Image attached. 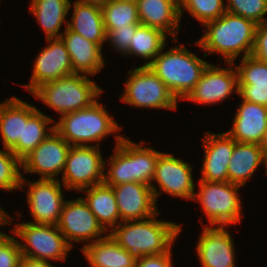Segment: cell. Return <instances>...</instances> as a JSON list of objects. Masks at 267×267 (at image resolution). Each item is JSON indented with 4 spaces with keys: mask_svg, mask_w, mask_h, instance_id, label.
Here are the masks:
<instances>
[{
    "mask_svg": "<svg viewBox=\"0 0 267 267\" xmlns=\"http://www.w3.org/2000/svg\"><path fill=\"white\" fill-rule=\"evenodd\" d=\"M159 213L143 220L120 222L108 234L136 260L167 253L182 229L176 223L157 220Z\"/></svg>",
    "mask_w": 267,
    "mask_h": 267,
    "instance_id": "1",
    "label": "cell"
},
{
    "mask_svg": "<svg viewBox=\"0 0 267 267\" xmlns=\"http://www.w3.org/2000/svg\"><path fill=\"white\" fill-rule=\"evenodd\" d=\"M203 37L196 41L199 48L208 54H221L226 63H235L252 53L257 24L249 19L225 12L216 20L207 22Z\"/></svg>",
    "mask_w": 267,
    "mask_h": 267,
    "instance_id": "2",
    "label": "cell"
},
{
    "mask_svg": "<svg viewBox=\"0 0 267 267\" xmlns=\"http://www.w3.org/2000/svg\"><path fill=\"white\" fill-rule=\"evenodd\" d=\"M103 106L97 99L84 109L59 116L54 130L71 146H93L92 143L97 142L94 146L99 147L100 141L111 134L115 135L117 145L123 138L119 135L123 127Z\"/></svg>",
    "mask_w": 267,
    "mask_h": 267,
    "instance_id": "3",
    "label": "cell"
},
{
    "mask_svg": "<svg viewBox=\"0 0 267 267\" xmlns=\"http://www.w3.org/2000/svg\"><path fill=\"white\" fill-rule=\"evenodd\" d=\"M196 53L190 52L184 45L174 46L147 65L168 87L177 100H183L195 87L208 66Z\"/></svg>",
    "mask_w": 267,
    "mask_h": 267,
    "instance_id": "4",
    "label": "cell"
},
{
    "mask_svg": "<svg viewBox=\"0 0 267 267\" xmlns=\"http://www.w3.org/2000/svg\"><path fill=\"white\" fill-rule=\"evenodd\" d=\"M102 92L103 89L88 75L74 73L41 84L31 94L62 116L90 106Z\"/></svg>",
    "mask_w": 267,
    "mask_h": 267,
    "instance_id": "5",
    "label": "cell"
},
{
    "mask_svg": "<svg viewBox=\"0 0 267 267\" xmlns=\"http://www.w3.org/2000/svg\"><path fill=\"white\" fill-rule=\"evenodd\" d=\"M9 231L21 239L22 242L18 240V243L23 257L46 262L52 260L64 262L72 249L57 225L36 224L29 221L15 223L14 228Z\"/></svg>",
    "mask_w": 267,
    "mask_h": 267,
    "instance_id": "6",
    "label": "cell"
},
{
    "mask_svg": "<svg viewBox=\"0 0 267 267\" xmlns=\"http://www.w3.org/2000/svg\"><path fill=\"white\" fill-rule=\"evenodd\" d=\"M199 193L193 200L199 202L208 218L209 226H231L241 221L242 206L239 190L242 186L228 182L199 180Z\"/></svg>",
    "mask_w": 267,
    "mask_h": 267,
    "instance_id": "7",
    "label": "cell"
},
{
    "mask_svg": "<svg viewBox=\"0 0 267 267\" xmlns=\"http://www.w3.org/2000/svg\"><path fill=\"white\" fill-rule=\"evenodd\" d=\"M127 75L121 101L137 108L177 109V98L148 66L129 70Z\"/></svg>",
    "mask_w": 267,
    "mask_h": 267,
    "instance_id": "8",
    "label": "cell"
},
{
    "mask_svg": "<svg viewBox=\"0 0 267 267\" xmlns=\"http://www.w3.org/2000/svg\"><path fill=\"white\" fill-rule=\"evenodd\" d=\"M104 160L97 146H71L65 168L62 173V184L65 190L89 188L103 183Z\"/></svg>",
    "mask_w": 267,
    "mask_h": 267,
    "instance_id": "9",
    "label": "cell"
},
{
    "mask_svg": "<svg viewBox=\"0 0 267 267\" xmlns=\"http://www.w3.org/2000/svg\"><path fill=\"white\" fill-rule=\"evenodd\" d=\"M57 227L72 248V241L83 242L85 247L108 235V231L98 222L83 197L65 201Z\"/></svg>",
    "mask_w": 267,
    "mask_h": 267,
    "instance_id": "10",
    "label": "cell"
},
{
    "mask_svg": "<svg viewBox=\"0 0 267 267\" xmlns=\"http://www.w3.org/2000/svg\"><path fill=\"white\" fill-rule=\"evenodd\" d=\"M193 167L171 153L163 152L157 160L155 175L152 182L159 186L151 185L153 196L157 202L158 196L165 192L173 197L193 200L195 194V180Z\"/></svg>",
    "mask_w": 267,
    "mask_h": 267,
    "instance_id": "11",
    "label": "cell"
},
{
    "mask_svg": "<svg viewBox=\"0 0 267 267\" xmlns=\"http://www.w3.org/2000/svg\"><path fill=\"white\" fill-rule=\"evenodd\" d=\"M26 179L22 176L20 190L29 186L26 200L33 218L31 223L57 225L66 201L60 179L39 178L33 182Z\"/></svg>",
    "mask_w": 267,
    "mask_h": 267,
    "instance_id": "12",
    "label": "cell"
},
{
    "mask_svg": "<svg viewBox=\"0 0 267 267\" xmlns=\"http://www.w3.org/2000/svg\"><path fill=\"white\" fill-rule=\"evenodd\" d=\"M226 65L229 67L223 68L209 63L200 80L184 99L209 105L225 101L234 90V93L238 94L239 82L236 67H232L234 63H226Z\"/></svg>",
    "mask_w": 267,
    "mask_h": 267,
    "instance_id": "13",
    "label": "cell"
},
{
    "mask_svg": "<svg viewBox=\"0 0 267 267\" xmlns=\"http://www.w3.org/2000/svg\"><path fill=\"white\" fill-rule=\"evenodd\" d=\"M70 148L71 145L54 130L21 161V169L23 173H38L40 178L58 179Z\"/></svg>",
    "mask_w": 267,
    "mask_h": 267,
    "instance_id": "14",
    "label": "cell"
},
{
    "mask_svg": "<svg viewBox=\"0 0 267 267\" xmlns=\"http://www.w3.org/2000/svg\"><path fill=\"white\" fill-rule=\"evenodd\" d=\"M47 46L37 55L30 83L22 85L31 94L46 82L74 74L70 55L61 38H47Z\"/></svg>",
    "mask_w": 267,
    "mask_h": 267,
    "instance_id": "15",
    "label": "cell"
},
{
    "mask_svg": "<svg viewBox=\"0 0 267 267\" xmlns=\"http://www.w3.org/2000/svg\"><path fill=\"white\" fill-rule=\"evenodd\" d=\"M198 239L196 254L201 267H236L234 240L227 226L204 225Z\"/></svg>",
    "mask_w": 267,
    "mask_h": 267,
    "instance_id": "16",
    "label": "cell"
},
{
    "mask_svg": "<svg viewBox=\"0 0 267 267\" xmlns=\"http://www.w3.org/2000/svg\"><path fill=\"white\" fill-rule=\"evenodd\" d=\"M111 187L121 222L147 219L159 211L151 186L132 182Z\"/></svg>",
    "mask_w": 267,
    "mask_h": 267,
    "instance_id": "17",
    "label": "cell"
},
{
    "mask_svg": "<svg viewBox=\"0 0 267 267\" xmlns=\"http://www.w3.org/2000/svg\"><path fill=\"white\" fill-rule=\"evenodd\" d=\"M204 135L202 147L205 154L200 180L228 182V164L236 141L226 132L212 134L208 131Z\"/></svg>",
    "mask_w": 267,
    "mask_h": 267,
    "instance_id": "18",
    "label": "cell"
},
{
    "mask_svg": "<svg viewBox=\"0 0 267 267\" xmlns=\"http://www.w3.org/2000/svg\"><path fill=\"white\" fill-rule=\"evenodd\" d=\"M241 101L226 133L239 143L261 144L267 131V106Z\"/></svg>",
    "mask_w": 267,
    "mask_h": 267,
    "instance_id": "19",
    "label": "cell"
},
{
    "mask_svg": "<svg viewBox=\"0 0 267 267\" xmlns=\"http://www.w3.org/2000/svg\"><path fill=\"white\" fill-rule=\"evenodd\" d=\"M60 38L70 55L73 73L95 76L106 65L100 45L67 27Z\"/></svg>",
    "mask_w": 267,
    "mask_h": 267,
    "instance_id": "20",
    "label": "cell"
},
{
    "mask_svg": "<svg viewBox=\"0 0 267 267\" xmlns=\"http://www.w3.org/2000/svg\"><path fill=\"white\" fill-rule=\"evenodd\" d=\"M139 20L142 25L159 29L178 41L180 27L179 0H137Z\"/></svg>",
    "mask_w": 267,
    "mask_h": 267,
    "instance_id": "21",
    "label": "cell"
},
{
    "mask_svg": "<svg viewBox=\"0 0 267 267\" xmlns=\"http://www.w3.org/2000/svg\"><path fill=\"white\" fill-rule=\"evenodd\" d=\"M55 119L39 111L36 106H32L23 101V131L22 139H18L16 145L11 149L14 155L22 161L32 152L43 140L54 131Z\"/></svg>",
    "mask_w": 267,
    "mask_h": 267,
    "instance_id": "22",
    "label": "cell"
},
{
    "mask_svg": "<svg viewBox=\"0 0 267 267\" xmlns=\"http://www.w3.org/2000/svg\"><path fill=\"white\" fill-rule=\"evenodd\" d=\"M73 7L71 22L68 21L67 28L80 36L90 40L101 47L106 42V29L103 22L101 7L88 3L74 1L70 2L69 8Z\"/></svg>",
    "mask_w": 267,
    "mask_h": 267,
    "instance_id": "23",
    "label": "cell"
},
{
    "mask_svg": "<svg viewBox=\"0 0 267 267\" xmlns=\"http://www.w3.org/2000/svg\"><path fill=\"white\" fill-rule=\"evenodd\" d=\"M265 156L260 144L235 142L228 164L229 182L245 186L260 164L264 165Z\"/></svg>",
    "mask_w": 267,
    "mask_h": 267,
    "instance_id": "24",
    "label": "cell"
},
{
    "mask_svg": "<svg viewBox=\"0 0 267 267\" xmlns=\"http://www.w3.org/2000/svg\"><path fill=\"white\" fill-rule=\"evenodd\" d=\"M90 267H136L137 260L108 234L81 248Z\"/></svg>",
    "mask_w": 267,
    "mask_h": 267,
    "instance_id": "25",
    "label": "cell"
},
{
    "mask_svg": "<svg viewBox=\"0 0 267 267\" xmlns=\"http://www.w3.org/2000/svg\"><path fill=\"white\" fill-rule=\"evenodd\" d=\"M80 192H86L83 200L106 231L112 230L121 222L116 197L111 186L101 183L82 189Z\"/></svg>",
    "mask_w": 267,
    "mask_h": 267,
    "instance_id": "26",
    "label": "cell"
},
{
    "mask_svg": "<svg viewBox=\"0 0 267 267\" xmlns=\"http://www.w3.org/2000/svg\"><path fill=\"white\" fill-rule=\"evenodd\" d=\"M70 0H31L29 13L36 17L47 38H60L63 24L67 27ZM60 32V33H59Z\"/></svg>",
    "mask_w": 267,
    "mask_h": 267,
    "instance_id": "27",
    "label": "cell"
},
{
    "mask_svg": "<svg viewBox=\"0 0 267 267\" xmlns=\"http://www.w3.org/2000/svg\"><path fill=\"white\" fill-rule=\"evenodd\" d=\"M113 153L114 155H110L108 158L109 163L104 161V170H106V164L110 168L104 173L103 183L108 186H116L134 182L133 142L123 136L115 145Z\"/></svg>",
    "mask_w": 267,
    "mask_h": 267,
    "instance_id": "28",
    "label": "cell"
},
{
    "mask_svg": "<svg viewBox=\"0 0 267 267\" xmlns=\"http://www.w3.org/2000/svg\"><path fill=\"white\" fill-rule=\"evenodd\" d=\"M166 42L167 35L163 31L140 24L125 56H136L148 60L143 64V66H147L166 47Z\"/></svg>",
    "mask_w": 267,
    "mask_h": 267,
    "instance_id": "29",
    "label": "cell"
},
{
    "mask_svg": "<svg viewBox=\"0 0 267 267\" xmlns=\"http://www.w3.org/2000/svg\"><path fill=\"white\" fill-rule=\"evenodd\" d=\"M23 101L13 96L0 104V134L5 149L11 150L22 139Z\"/></svg>",
    "mask_w": 267,
    "mask_h": 267,
    "instance_id": "30",
    "label": "cell"
},
{
    "mask_svg": "<svg viewBox=\"0 0 267 267\" xmlns=\"http://www.w3.org/2000/svg\"><path fill=\"white\" fill-rule=\"evenodd\" d=\"M101 9L105 29H116L141 24L135 3L110 0Z\"/></svg>",
    "mask_w": 267,
    "mask_h": 267,
    "instance_id": "31",
    "label": "cell"
},
{
    "mask_svg": "<svg viewBox=\"0 0 267 267\" xmlns=\"http://www.w3.org/2000/svg\"><path fill=\"white\" fill-rule=\"evenodd\" d=\"M143 142H133L134 182L152 185L158 157L163 153L154 147H143Z\"/></svg>",
    "mask_w": 267,
    "mask_h": 267,
    "instance_id": "32",
    "label": "cell"
},
{
    "mask_svg": "<svg viewBox=\"0 0 267 267\" xmlns=\"http://www.w3.org/2000/svg\"><path fill=\"white\" fill-rule=\"evenodd\" d=\"M224 0H179L180 18L186 10L202 26L221 17L226 12Z\"/></svg>",
    "mask_w": 267,
    "mask_h": 267,
    "instance_id": "33",
    "label": "cell"
},
{
    "mask_svg": "<svg viewBox=\"0 0 267 267\" xmlns=\"http://www.w3.org/2000/svg\"><path fill=\"white\" fill-rule=\"evenodd\" d=\"M21 161L14 153L5 149L0 150V189L6 191L20 190L22 173Z\"/></svg>",
    "mask_w": 267,
    "mask_h": 267,
    "instance_id": "34",
    "label": "cell"
},
{
    "mask_svg": "<svg viewBox=\"0 0 267 267\" xmlns=\"http://www.w3.org/2000/svg\"><path fill=\"white\" fill-rule=\"evenodd\" d=\"M241 59L240 65H235L239 84H267V62L260 61L254 56Z\"/></svg>",
    "mask_w": 267,
    "mask_h": 267,
    "instance_id": "35",
    "label": "cell"
},
{
    "mask_svg": "<svg viewBox=\"0 0 267 267\" xmlns=\"http://www.w3.org/2000/svg\"><path fill=\"white\" fill-rule=\"evenodd\" d=\"M226 11L255 22L264 23L267 18V0H228Z\"/></svg>",
    "mask_w": 267,
    "mask_h": 267,
    "instance_id": "36",
    "label": "cell"
},
{
    "mask_svg": "<svg viewBox=\"0 0 267 267\" xmlns=\"http://www.w3.org/2000/svg\"><path fill=\"white\" fill-rule=\"evenodd\" d=\"M21 257L18 238L5 234L0 239V267H18Z\"/></svg>",
    "mask_w": 267,
    "mask_h": 267,
    "instance_id": "37",
    "label": "cell"
},
{
    "mask_svg": "<svg viewBox=\"0 0 267 267\" xmlns=\"http://www.w3.org/2000/svg\"><path fill=\"white\" fill-rule=\"evenodd\" d=\"M140 24H134L130 27H121L116 29H106V41L109 46L112 45L114 50L120 54H126L128 52L129 45L132 41L134 33Z\"/></svg>",
    "mask_w": 267,
    "mask_h": 267,
    "instance_id": "38",
    "label": "cell"
},
{
    "mask_svg": "<svg viewBox=\"0 0 267 267\" xmlns=\"http://www.w3.org/2000/svg\"><path fill=\"white\" fill-rule=\"evenodd\" d=\"M241 100L267 106V84H239Z\"/></svg>",
    "mask_w": 267,
    "mask_h": 267,
    "instance_id": "39",
    "label": "cell"
},
{
    "mask_svg": "<svg viewBox=\"0 0 267 267\" xmlns=\"http://www.w3.org/2000/svg\"><path fill=\"white\" fill-rule=\"evenodd\" d=\"M251 55L260 61L267 62V20L257 25Z\"/></svg>",
    "mask_w": 267,
    "mask_h": 267,
    "instance_id": "40",
    "label": "cell"
},
{
    "mask_svg": "<svg viewBox=\"0 0 267 267\" xmlns=\"http://www.w3.org/2000/svg\"><path fill=\"white\" fill-rule=\"evenodd\" d=\"M172 251L158 255L143 256L136 262V267H173Z\"/></svg>",
    "mask_w": 267,
    "mask_h": 267,
    "instance_id": "41",
    "label": "cell"
},
{
    "mask_svg": "<svg viewBox=\"0 0 267 267\" xmlns=\"http://www.w3.org/2000/svg\"><path fill=\"white\" fill-rule=\"evenodd\" d=\"M18 267H55L46 261L36 260L28 257H21Z\"/></svg>",
    "mask_w": 267,
    "mask_h": 267,
    "instance_id": "42",
    "label": "cell"
},
{
    "mask_svg": "<svg viewBox=\"0 0 267 267\" xmlns=\"http://www.w3.org/2000/svg\"><path fill=\"white\" fill-rule=\"evenodd\" d=\"M12 220H14V217L12 218V216L0 206V226L7 224L11 226L13 225L12 223H10Z\"/></svg>",
    "mask_w": 267,
    "mask_h": 267,
    "instance_id": "43",
    "label": "cell"
},
{
    "mask_svg": "<svg viewBox=\"0 0 267 267\" xmlns=\"http://www.w3.org/2000/svg\"><path fill=\"white\" fill-rule=\"evenodd\" d=\"M76 1L102 7L104 4H106L110 0H76Z\"/></svg>",
    "mask_w": 267,
    "mask_h": 267,
    "instance_id": "44",
    "label": "cell"
},
{
    "mask_svg": "<svg viewBox=\"0 0 267 267\" xmlns=\"http://www.w3.org/2000/svg\"><path fill=\"white\" fill-rule=\"evenodd\" d=\"M260 145H261V148L263 150V153L267 154V131H266L265 136L263 138V141Z\"/></svg>",
    "mask_w": 267,
    "mask_h": 267,
    "instance_id": "45",
    "label": "cell"
},
{
    "mask_svg": "<svg viewBox=\"0 0 267 267\" xmlns=\"http://www.w3.org/2000/svg\"><path fill=\"white\" fill-rule=\"evenodd\" d=\"M264 156H265L264 168L266 169L265 174H267V154H264Z\"/></svg>",
    "mask_w": 267,
    "mask_h": 267,
    "instance_id": "46",
    "label": "cell"
},
{
    "mask_svg": "<svg viewBox=\"0 0 267 267\" xmlns=\"http://www.w3.org/2000/svg\"><path fill=\"white\" fill-rule=\"evenodd\" d=\"M118 1H121V2H132V3H135L137 2V0H118Z\"/></svg>",
    "mask_w": 267,
    "mask_h": 267,
    "instance_id": "47",
    "label": "cell"
},
{
    "mask_svg": "<svg viewBox=\"0 0 267 267\" xmlns=\"http://www.w3.org/2000/svg\"><path fill=\"white\" fill-rule=\"evenodd\" d=\"M5 232L0 231V239L5 235Z\"/></svg>",
    "mask_w": 267,
    "mask_h": 267,
    "instance_id": "48",
    "label": "cell"
}]
</instances>
